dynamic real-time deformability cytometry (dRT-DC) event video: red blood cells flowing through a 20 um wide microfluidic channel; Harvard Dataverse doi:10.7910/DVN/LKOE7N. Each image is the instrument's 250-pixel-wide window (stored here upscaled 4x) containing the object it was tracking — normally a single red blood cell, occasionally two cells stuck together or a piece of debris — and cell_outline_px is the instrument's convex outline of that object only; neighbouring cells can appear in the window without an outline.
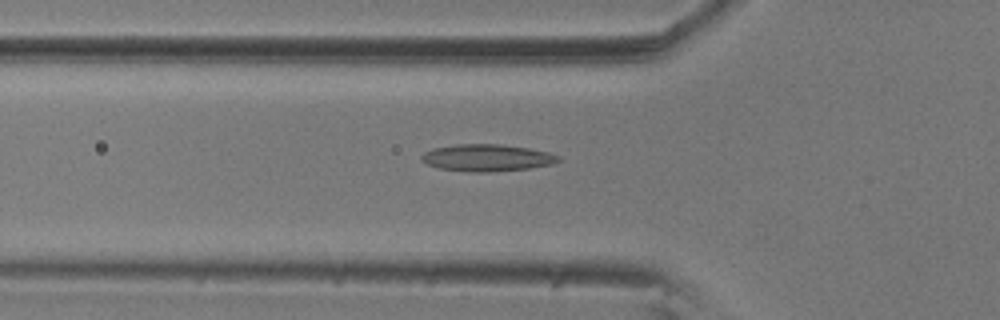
{"species": "common noctule bat (a hibernating species)", "species_latin": "Nyctalus noctula", "temperature_condition": "room temperature", "stored_images_in_passage": 20, "camera_frame_rate_fps": 3000, "um_per_image_px": 0.085, "animal": {"sex": "male", "body_mass_g": 20.5, "forearm_length_mm": 52.5}, "frame": {"image": 1, "passage_image": 14, "time_ms": 4.333, "image_size_px": [1000, 320], "cell_outline_px": [[560, 160], [552, 164], [528, 168], [488, 172], [468, 172], [440, 168], [428, 164], [420, 160], [420, 156], [424, 152], [432, 148], [456, 144], [500, 144], [528, 148], [548, 152], [560, 156]], "centroid_in_image_um": [41.36, 13.4], "position_along_channel_um": 84.4, "area_um2": 21.5}}
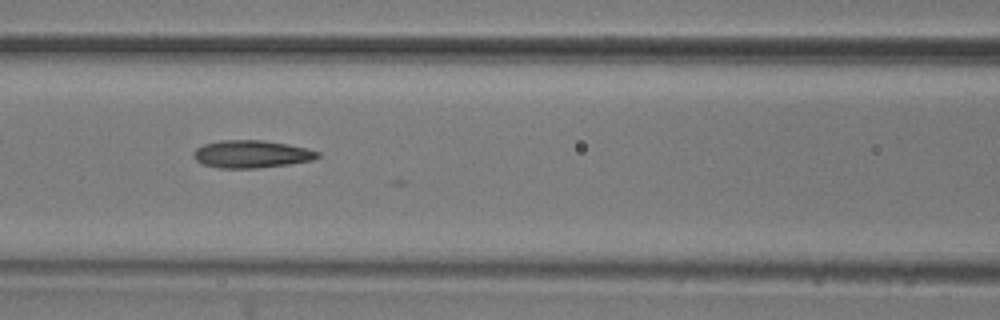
{"frame": {"image": 2, "passage_image": 19, "time_ms": 6.0, "image_size_px": [1000, 320], "cell_outline_px": [[320, 156], [312, 160], [288, 164], [256, 168], [220, 168], [204, 164], [196, 160], [192, 156], [192, 152], [196, 148], [204, 144], [220, 140], [264, 140], [288, 144], [320, 152]], "centroid_in_image_um": [21.34, 13.09], "position_along_channel_um": 145.3, "area_um2": 19.88}}